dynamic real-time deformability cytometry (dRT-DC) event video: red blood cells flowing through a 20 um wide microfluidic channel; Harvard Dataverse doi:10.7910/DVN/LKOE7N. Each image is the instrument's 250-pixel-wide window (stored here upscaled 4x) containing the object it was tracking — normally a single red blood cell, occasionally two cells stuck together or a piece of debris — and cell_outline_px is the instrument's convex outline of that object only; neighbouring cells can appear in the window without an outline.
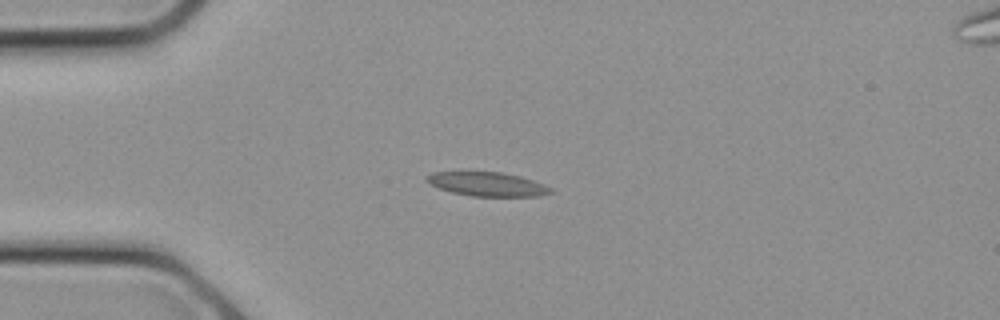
{"species": "common noctule bat (a hibernating species)", "species_latin": "Nyctalus noctula", "temperature_condition": "cold", "stored_images_in_passage": 12, "camera_frame_rate_fps": 3000, "um_per_image_px": 0.085, "animal": {"sex": "female", "body_mass_g": 21.9}, "frame": {"image": 1, "passage_image": 6, "time_ms": 1.667, "image_size_px": [1000, 320], "cell_outline_px": [[552, 192], [540, 196], [472, 196], [452, 192], [440, 188], [424, 180], [424, 176], [432, 172], [500, 172], [520, 176], [532, 180], [552, 188]], "centroid_in_image_um": [41.4, 15.65], "position_along_channel_um": 43.6, "area_um2": 17.17}}
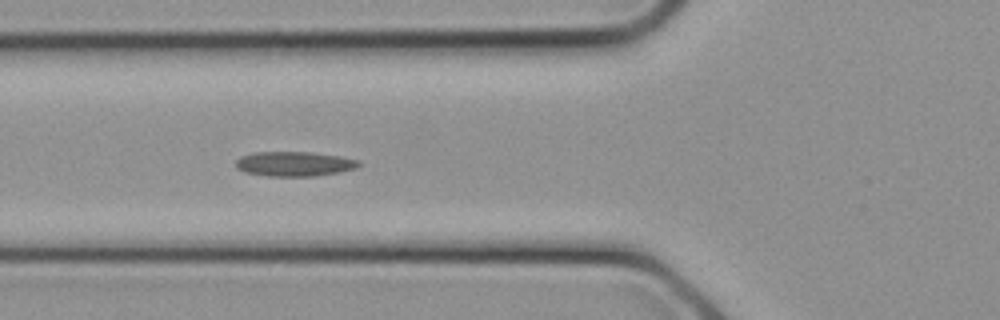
{"frame": {"image": 2, "passage_image": 9, "time_ms": 2.667, "image_size_px": [1000, 320], "cell_outline_px": [[360, 164], [356, 168], [340, 172], [312, 176], [268, 176], [244, 172], [236, 168], [236, 160], [240, 156], [252, 152], [308, 152], [340, 156], [360, 160]], "centroid_in_image_um": [24.99, 13.92], "position_along_channel_um": 100.8, "area_um2": 17.74}}
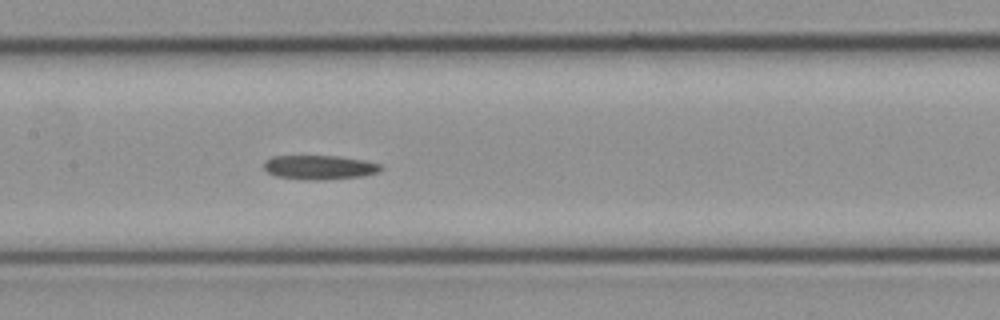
{"frame": {"image": 3, "passage_image": 12, "time_ms": 3.667, "image_size_px": [1000, 320], "cell_outline_px": [[384, 168], [380, 172], [364, 176], [324, 180], [304, 180], [276, 176], [268, 172], [264, 168], [264, 160], [272, 156], [340, 156], [364, 160], [380, 164]], "centroid_in_image_um": [27.18, 14.23], "position_along_channel_um": 180.2, "area_um2": 16.76}}